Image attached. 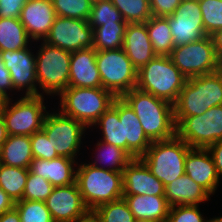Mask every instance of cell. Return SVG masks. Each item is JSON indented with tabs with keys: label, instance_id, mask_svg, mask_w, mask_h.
Returning <instances> with one entry per match:
<instances>
[{
	"label": "cell",
	"instance_id": "cell-30",
	"mask_svg": "<svg viewBox=\"0 0 222 222\" xmlns=\"http://www.w3.org/2000/svg\"><path fill=\"white\" fill-rule=\"evenodd\" d=\"M29 168L0 163V188L14 201L23 200Z\"/></svg>",
	"mask_w": 222,
	"mask_h": 222
},
{
	"label": "cell",
	"instance_id": "cell-49",
	"mask_svg": "<svg viewBox=\"0 0 222 222\" xmlns=\"http://www.w3.org/2000/svg\"><path fill=\"white\" fill-rule=\"evenodd\" d=\"M7 137H8V133H7L5 121L2 114L0 113V151H1L2 145L7 140Z\"/></svg>",
	"mask_w": 222,
	"mask_h": 222
},
{
	"label": "cell",
	"instance_id": "cell-5",
	"mask_svg": "<svg viewBox=\"0 0 222 222\" xmlns=\"http://www.w3.org/2000/svg\"><path fill=\"white\" fill-rule=\"evenodd\" d=\"M115 98L104 88L68 87L60 94V112L89 128L112 106Z\"/></svg>",
	"mask_w": 222,
	"mask_h": 222
},
{
	"label": "cell",
	"instance_id": "cell-4",
	"mask_svg": "<svg viewBox=\"0 0 222 222\" xmlns=\"http://www.w3.org/2000/svg\"><path fill=\"white\" fill-rule=\"evenodd\" d=\"M174 105V117L202 115L222 105V76L214 73L187 79Z\"/></svg>",
	"mask_w": 222,
	"mask_h": 222
},
{
	"label": "cell",
	"instance_id": "cell-25",
	"mask_svg": "<svg viewBox=\"0 0 222 222\" xmlns=\"http://www.w3.org/2000/svg\"><path fill=\"white\" fill-rule=\"evenodd\" d=\"M135 220L145 222H166L170 206L165 196L123 195Z\"/></svg>",
	"mask_w": 222,
	"mask_h": 222
},
{
	"label": "cell",
	"instance_id": "cell-19",
	"mask_svg": "<svg viewBox=\"0 0 222 222\" xmlns=\"http://www.w3.org/2000/svg\"><path fill=\"white\" fill-rule=\"evenodd\" d=\"M163 183L140 159H133L123 171V195L165 196Z\"/></svg>",
	"mask_w": 222,
	"mask_h": 222
},
{
	"label": "cell",
	"instance_id": "cell-45",
	"mask_svg": "<svg viewBox=\"0 0 222 222\" xmlns=\"http://www.w3.org/2000/svg\"><path fill=\"white\" fill-rule=\"evenodd\" d=\"M207 149L213 157L218 176H222V141L210 145Z\"/></svg>",
	"mask_w": 222,
	"mask_h": 222
},
{
	"label": "cell",
	"instance_id": "cell-28",
	"mask_svg": "<svg viewBox=\"0 0 222 222\" xmlns=\"http://www.w3.org/2000/svg\"><path fill=\"white\" fill-rule=\"evenodd\" d=\"M29 40L19 18H0V52L27 48Z\"/></svg>",
	"mask_w": 222,
	"mask_h": 222
},
{
	"label": "cell",
	"instance_id": "cell-2",
	"mask_svg": "<svg viewBox=\"0 0 222 222\" xmlns=\"http://www.w3.org/2000/svg\"><path fill=\"white\" fill-rule=\"evenodd\" d=\"M76 183L83 201L92 212L98 206L123 198V173L101 169L81 162Z\"/></svg>",
	"mask_w": 222,
	"mask_h": 222
},
{
	"label": "cell",
	"instance_id": "cell-14",
	"mask_svg": "<svg viewBox=\"0 0 222 222\" xmlns=\"http://www.w3.org/2000/svg\"><path fill=\"white\" fill-rule=\"evenodd\" d=\"M45 204L54 222H83L91 217L76 182L54 187Z\"/></svg>",
	"mask_w": 222,
	"mask_h": 222
},
{
	"label": "cell",
	"instance_id": "cell-48",
	"mask_svg": "<svg viewBox=\"0 0 222 222\" xmlns=\"http://www.w3.org/2000/svg\"><path fill=\"white\" fill-rule=\"evenodd\" d=\"M215 47L216 55L219 57L222 56V29L215 31L210 35Z\"/></svg>",
	"mask_w": 222,
	"mask_h": 222
},
{
	"label": "cell",
	"instance_id": "cell-26",
	"mask_svg": "<svg viewBox=\"0 0 222 222\" xmlns=\"http://www.w3.org/2000/svg\"><path fill=\"white\" fill-rule=\"evenodd\" d=\"M32 159L30 136L8 135L0 151V163L29 168Z\"/></svg>",
	"mask_w": 222,
	"mask_h": 222
},
{
	"label": "cell",
	"instance_id": "cell-51",
	"mask_svg": "<svg viewBox=\"0 0 222 222\" xmlns=\"http://www.w3.org/2000/svg\"><path fill=\"white\" fill-rule=\"evenodd\" d=\"M218 72L221 74L222 76V56L219 57V61H218Z\"/></svg>",
	"mask_w": 222,
	"mask_h": 222
},
{
	"label": "cell",
	"instance_id": "cell-29",
	"mask_svg": "<svg viewBox=\"0 0 222 222\" xmlns=\"http://www.w3.org/2000/svg\"><path fill=\"white\" fill-rule=\"evenodd\" d=\"M96 146L99 153L95 155L94 162H89L94 167L123 173L126 166L133 160L125 150L102 140L98 141Z\"/></svg>",
	"mask_w": 222,
	"mask_h": 222
},
{
	"label": "cell",
	"instance_id": "cell-12",
	"mask_svg": "<svg viewBox=\"0 0 222 222\" xmlns=\"http://www.w3.org/2000/svg\"><path fill=\"white\" fill-rule=\"evenodd\" d=\"M86 129L87 127L82 122L63 115L60 111L47 112L42 127L47 138L55 140L54 149L58 156L72 159H77Z\"/></svg>",
	"mask_w": 222,
	"mask_h": 222
},
{
	"label": "cell",
	"instance_id": "cell-35",
	"mask_svg": "<svg viewBox=\"0 0 222 222\" xmlns=\"http://www.w3.org/2000/svg\"><path fill=\"white\" fill-rule=\"evenodd\" d=\"M125 22L120 11L112 4L111 0H93L92 10L88 23L94 30L103 24Z\"/></svg>",
	"mask_w": 222,
	"mask_h": 222
},
{
	"label": "cell",
	"instance_id": "cell-6",
	"mask_svg": "<svg viewBox=\"0 0 222 222\" xmlns=\"http://www.w3.org/2000/svg\"><path fill=\"white\" fill-rule=\"evenodd\" d=\"M190 148L176 135L168 140L152 142L140 159L165 186L185 174V158Z\"/></svg>",
	"mask_w": 222,
	"mask_h": 222
},
{
	"label": "cell",
	"instance_id": "cell-1",
	"mask_svg": "<svg viewBox=\"0 0 222 222\" xmlns=\"http://www.w3.org/2000/svg\"><path fill=\"white\" fill-rule=\"evenodd\" d=\"M122 98L136 113L144 133L151 142L176 136L172 103L137 88L125 93Z\"/></svg>",
	"mask_w": 222,
	"mask_h": 222
},
{
	"label": "cell",
	"instance_id": "cell-8",
	"mask_svg": "<svg viewBox=\"0 0 222 222\" xmlns=\"http://www.w3.org/2000/svg\"><path fill=\"white\" fill-rule=\"evenodd\" d=\"M96 64L102 88L115 97H122L136 88L137 70L123 48L97 51Z\"/></svg>",
	"mask_w": 222,
	"mask_h": 222
},
{
	"label": "cell",
	"instance_id": "cell-11",
	"mask_svg": "<svg viewBox=\"0 0 222 222\" xmlns=\"http://www.w3.org/2000/svg\"><path fill=\"white\" fill-rule=\"evenodd\" d=\"M169 57L187 79L218 71L219 58L211 36L175 46Z\"/></svg>",
	"mask_w": 222,
	"mask_h": 222
},
{
	"label": "cell",
	"instance_id": "cell-24",
	"mask_svg": "<svg viewBox=\"0 0 222 222\" xmlns=\"http://www.w3.org/2000/svg\"><path fill=\"white\" fill-rule=\"evenodd\" d=\"M165 199L170 207L176 205H199L208 201L210 194L187 174H183L164 187Z\"/></svg>",
	"mask_w": 222,
	"mask_h": 222
},
{
	"label": "cell",
	"instance_id": "cell-38",
	"mask_svg": "<svg viewBox=\"0 0 222 222\" xmlns=\"http://www.w3.org/2000/svg\"><path fill=\"white\" fill-rule=\"evenodd\" d=\"M207 36L222 29V0H198Z\"/></svg>",
	"mask_w": 222,
	"mask_h": 222
},
{
	"label": "cell",
	"instance_id": "cell-40",
	"mask_svg": "<svg viewBox=\"0 0 222 222\" xmlns=\"http://www.w3.org/2000/svg\"><path fill=\"white\" fill-rule=\"evenodd\" d=\"M30 140L33 158L51 160L59 157L54 149L55 140L47 138L43 130L31 135Z\"/></svg>",
	"mask_w": 222,
	"mask_h": 222
},
{
	"label": "cell",
	"instance_id": "cell-44",
	"mask_svg": "<svg viewBox=\"0 0 222 222\" xmlns=\"http://www.w3.org/2000/svg\"><path fill=\"white\" fill-rule=\"evenodd\" d=\"M9 91H13L12 80L10 76V72L5 68V64L0 58V93L7 99H9Z\"/></svg>",
	"mask_w": 222,
	"mask_h": 222
},
{
	"label": "cell",
	"instance_id": "cell-50",
	"mask_svg": "<svg viewBox=\"0 0 222 222\" xmlns=\"http://www.w3.org/2000/svg\"><path fill=\"white\" fill-rule=\"evenodd\" d=\"M7 101V98H5L1 93H0V113L2 112L5 102Z\"/></svg>",
	"mask_w": 222,
	"mask_h": 222
},
{
	"label": "cell",
	"instance_id": "cell-46",
	"mask_svg": "<svg viewBox=\"0 0 222 222\" xmlns=\"http://www.w3.org/2000/svg\"><path fill=\"white\" fill-rule=\"evenodd\" d=\"M15 202L0 188V215L14 207Z\"/></svg>",
	"mask_w": 222,
	"mask_h": 222
},
{
	"label": "cell",
	"instance_id": "cell-20",
	"mask_svg": "<svg viewBox=\"0 0 222 222\" xmlns=\"http://www.w3.org/2000/svg\"><path fill=\"white\" fill-rule=\"evenodd\" d=\"M185 174L214 195L220 183L212 155L207 148H190L185 158Z\"/></svg>",
	"mask_w": 222,
	"mask_h": 222
},
{
	"label": "cell",
	"instance_id": "cell-17",
	"mask_svg": "<svg viewBox=\"0 0 222 222\" xmlns=\"http://www.w3.org/2000/svg\"><path fill=\"white\" fill-rule=\"evenodd\" d=\"M112 106L123 120V150L133 159L140 158L150 147L151 141L143 131L139 118L122 97H116Z\"/></svg>",
	"mask_w": 222,
	"mask_h": 222
},
{
	"label": "cell",
	"instance_id": "cell-52",
	"mask_svg": "<svg viewBox=\"0 0 222 222\" xmlns=\"http://www.w3.org/2000/svg\"><path fill=\"white\" fill-rule=\"evenodd\" d=\"M207 222H222V216L221 217H215L210 220H207Z\"/></svg>",
	"mask_w": 222,
	"mask_h": 222
},
{
	"label": "cell",
	"instance_id": "cell-21",
	"mask_svg": "<svg viewBox=\"0 0 222 222\" xmlns=\"http://www.w3.org/2000/svg\"><path fill=\"white\" fill-rule=\"evenodd\" d=\"M96 54L93 47L71 53L68 87L102 88Z\"/></svg>",
	"mask_w": 222,
	"mask_h": 222
},
{
	"label": "cell",
	"instance_id": "cell-9",
	"mask_svg": "<svg viewBox=\"0 0 222 222\" xmlns=\"http://www.w3.org/2000/svg\"><path fill=\"white\" fill-rule=\"evenodd\" d=\"M44 95L23 96L12 104L7 99L1 112L8 135L31 136L42 130L47 114Z\"/></svg>",
	"mask_w": 222,
	"mask_h": 222
},
{
	"label": "cell",
	"instance_id": "cell-34",
	"mask_svg": "<svg viewBox=\"0 0 222 222\" xmlns=\"http://www.w3.org/2000/svg\"><path fill=\"white\" fill-rule=\"evenodd\" d=\"M126 23H144L152 17L149 0H111Z\"/></svg>",
	"mask_w": 222,
	"mask_h": 222
},
{
	"label": "cell",
	"instance_id": "cell-43",
	"mask_svg": "<svg viewBox=\"0 0 222 222\" xmlns=\"http://www.w3.org/2000/svg\"><path fill=\"white\" fill-rule=\"evenodd\" d=\"M27 0H0V18H19Z\"/></svg>",
	"mask_w": 222,
	"mask_h": 222
},
{
	"label": "cell",
	"instance_id": "cell-7",
	"mask_svg": "<svg viewBox=\"0 0 222 222\" xmlns=\"http://www.w3.org/2000/svg\"><path fill=\"white\" fill-rule=\"evenodd\" d=\"M42 42L35 56L38 88L47 95H60L68 88L71 52Z\"/></svg>",
	"mask_w": 222,
	"mask_h": 222
},
{
	"label": "cell",
	"instance_id": "cell-37",
	"mask_svg": "<svg viewBox=\"0 0 222 222\" xmlns=\"http://www.w3.org/2000/svg\"><path fill=\"white\" fill-rule=\"evenodd\" d=\"M21 222H54L50 211L43 201L20 200L15 202Z\"/></svg>",
	"mask_w": 222,
	"mask_h": 222
},
{
	"label": "cell",
	"instance_id": "cell-53",
	"mask_svg": "<svg viewBox=\"0 0 222 222\" xmlns=\"http://www.w3.org/2000/svg\"><path fill=\"white\" fill-rule=\"evenodd\" d=\"M83 222H96L92 217H90L89 219L83 221Z\"/></svg>",
	"mask_w": 222,
	"mask_h": 222
},
{
	"label": "cell",
	"instance_id": "cell-16",
	"mask_svg": "<svg viewBox=\"0 0 222 222\" xmlns=\"http://www.w3.org/2000/svg\"><path fill=\"white\" fill-rule=\"evenodd\" d=\"M35 56L28 47L0 52V58L10 72L14 90L19 92L25 89V96L43 95L37 88Z\"/></svg>",
	"mask_w": 222,
	"mask_h": 222
},
{
	"label": "cell",
	"instance_id": "cell-10",
	"mask_svg": "<svg viewBox=\"0 0 222 222\" xmlns=\"http://www.w3.org/2000/svg\"><path fill=\"white\" fill-rule=\"evenodd\" d=\"M174 119L176 135L192 148H208L222 141V105L213 106L202 115Z\"/></svg>",
	"mask_w": 222,
	"mask_h": 222
},
{
	"label": "cell",
	"instance_id": "cell-18",
	"mask_svg": "<svg viewBox=\"0 0 222 222\" xmlns=\"http://www.w3.org/2000/svg\"><path fill=\"white\" fill-rule=\"evenodd\" d=\"M52 0H27L20 14L30 40H45L56 18Z\"/></svg>",
	"mask_w": 222,
	"mask_h": 222
},
{
	"label": "cell",
	"instance_id": "cell-3",
	"mask_svg": "<svg viewBox=\"0 0 222 222\" xmlns=\"http://www.w3.org/2000/svg\"><path fill=\"white\" fill-rule=\"evenodd\" d=\"M187 78L169 56H155L137 71L136 88L174 104Z\"/></svg>",
	"mask_w": 222,
	"mask_h": 222
},
{
	"label": "cell",
	"instance_id": "cell-13",
	"mask_svg": "<svg viewBox=\"0 0 222 222\" xmlns=\"http://www.w3.org/2000/svg\"><path fill=\"white\" fill-rule=\"evenodd\" d=\"M93 38L88 20L56 17L44 42L72 53L93 47Z\"/></svg>",
	"mask_w": 222,
	"mask_h": 222
},
{
	"label": "cell",
	"instance_id": "cell-36",
	"mask_svg": "<svg viewBox=\"0 0 222 222\" xmlns=\"http://www.w3.org/2000/svg\"><path fill=\"white\" fill-rule=\"evenodd\" d=\"M57 17L88 20L93 0H52Z\"/></svg>",
	"mask_w": 222,
	"mask_h": 222
},
{
	"label": "cell",
	"instance_id": "cell-33",
	"mask_svg": "<svg viewBox=\"0 0 222 222\" xmlns=\"http://www.w3.org/2000/svg\"><path fill=\"white\" fill-rule=\"evenodd\" d=\"M91 217L96 222H135L124 198L98 206L91 212Z\"/></svg>",
	"mask_w": 222,
	"mask_h": 222
},
{
	"label": "cell",
	"instance_id": "cell-31",
	"mask_svg": "<svg viewBox=\"0 0 222 222\" xmlns=\"http://www.w3.org/2000/svg\"><path fill=\"white\" fill-rule=\"evenodd\" d=\"M127 23L103 24L93 30V48L96 51L123 48V37Z\"/></svg>",
	"mask_w": 222,
	"mask_h": 222
},
{
	"label": "cell",
	"instance_id": "cell-23",
	"mask_svg": "<svg viewBox=\"0 0 222 222\" xmlns=\"http://www.w3.org/2000/svg\"><path fill=\"white\" fill-rule=\"evenodd\" d=\"M75 159L58 157L55 159L33 158L29 171L48 180L54 187L68 186L76 182Z\"/></svg>",
	"mask_w": 222,
	"mask_h": 222
},
{
	"label": "cell",
	"instance_id": "cell-32",
	"mask_svg": "<svg viewBox=\"0 0 222 222\" xmlns=\"http://www.w3.org/2000/svg\"><path fill=\"white\" fill-rule=\"evenodd\" d=\"M102 131L101 140L123 149V120H119L118 111L111 106L93 124Z\"/></svg>",
	"mask_w": 222,
	"mask_h": 222
},
{
	"label": "cell",
	"instance_id": "cell-27",
	"mask_svg": "<svg viewBox=\"0 0 222 222\" xmlns=\"http://www.w3.org/2000/svg\"><path fill=\"white\" fill-rule=\"evenodd\" d=\"M146 28L154 53L159 56H169L175 46L168 16H152L146 21Z\"/></svg>",
	"mask_w": 222,
	"mask_h": 222
},
{
	"label": "cell",
	"instance_id": "cell-15",
	"mask_svg": "<svg viewBox=\"0 0 222 222\" xmlns=\"http://www.w3.org/2000/svg\"><path fill=\"white\" fill-rule=\"evenodd\" d=\"M174 46L186 45L207 36L198 0H182L168 16Z\"/></svg>",
	"mask_w": 222,
	"mask_h": 222
},
{
	"label": "cell",
	"instance_id": "cell-42",
	"mask_svg": "<svg viewBox=\"0 0 222 222\" xmlns=\"http://www.w3.org/2000/svg\"><path fill=\"white\" fill-rule=\"evenodd\" d=\"M182 0H149L152 16H170L180 5Z\"/></svg>",
	"mask_w": 222,
	"mask_h": 222
},
{
	"label": "cell",
	"instance_id": "cell-47",
	"mask_svg": "<svg viewBox=\"0 0 222 222\" xmlns=\"http://www.w3.org/2000/svg\"><path fill=\"white\" fill-rule=\"evenodd\" d=\"M0 222H21L20 215L15 207L0 215Z\"/></svg>",
	"mask_w": 222,
	"mask_h": 222
},
{
	"label": "cell",
	"instance_id": "cell-41",
	"mask_svg": "<svg viewBox=\"0 0 222 222\" xmlns=\"http://www.w3.org/2000/svg\"><path fill=\"white\" fill-rule=\"evenodd\" d=\"M198 207L199 205L172 206L166 222H207Z\"/></svg>",
	"mask_w": 222,
	"mask_h": 222
},
{
	"label": "cell",
	"instance_id": "cell-39",
	"mask_svg": "<svg viewBox=\"0 0 222 222\" xmlns=\"http://www.w3.org/2000/svg\"><path fill=\"white\" fill-rule=\"evenodd\" d=\"M53 188L54 186L48 180L29 171L23 199L45 202Z\"/></svg>",
	"mask_w": 222,
	"mask_h": 222
},
{
	"label": "cell",
	"instance_id": "cell-22",
	"mask_svg": "<svg viewBox=\"0 0 222 222\" xmlns=\"http://www.w3.org/2000/svg\"><path fill=\"white\" fill-rule=\"evenodd\" d=\"M123 50L138 71L157 56L144 23H127L123 37Z\"/></svg>",
	"mask_w": 222,
	"mask_h": 222
}]
</instances>
